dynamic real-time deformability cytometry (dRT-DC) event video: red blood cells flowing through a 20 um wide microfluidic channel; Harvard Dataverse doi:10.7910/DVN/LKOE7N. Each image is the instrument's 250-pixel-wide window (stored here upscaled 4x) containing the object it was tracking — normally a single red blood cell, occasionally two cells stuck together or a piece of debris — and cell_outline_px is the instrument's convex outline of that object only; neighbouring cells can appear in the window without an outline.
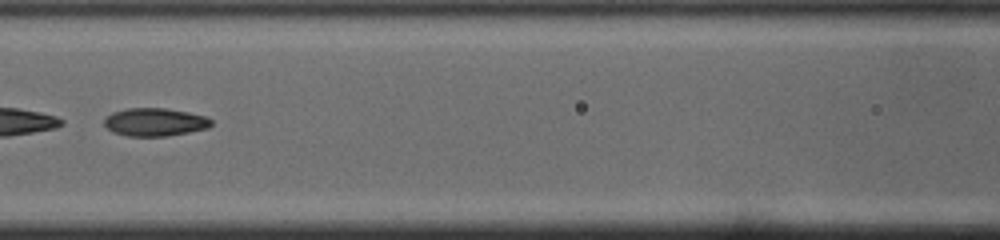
{"species": "common noctule bat (a hibernating species)", "species_latin": "Nyctalus noctula", "temperature_condition": "cold", "stored_images_in_passage": 50, "segment_of_instrument_passage": [2, 2], "camera_frame_rate_fps": 3000, "um_per_image_px": 0.085, "animal": {"sex": "male", "body_mass_g": 19.0, "forearm_length_mm": 50.8}, "frame": {"image": 1, "passage_image": 22, "time_ms": 7.0, "image_size_px": [1000, 240], "cell_outline_px": [[212, 124], [208, 128], [168, 136], [128, 136], [112, 132], [104, 124], [104, 120], [112, 112], [128, 108], [164, 108], [188, 112], [204, 116], [212, 120]], "centroid_in_image_um": [13.16, 10.38], "position_along_channel_um": 153.4, "area_um2": 17.4}}
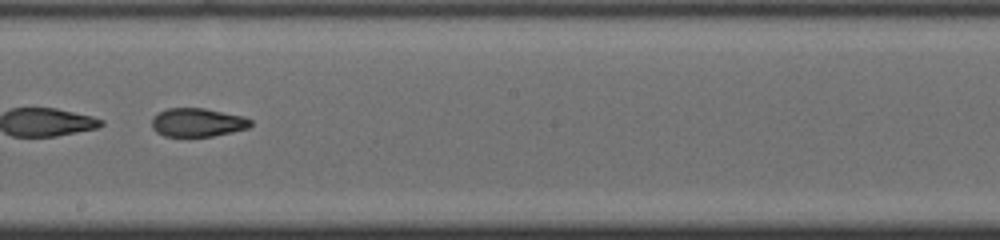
{"frame": {"image": 2, "passage_image": 28, "time_ms": 9.0, "image_size_px": [1000, 240], "cell_outline_px": [[252, 124], [248, 128], [232, 132], [212, 136], [164, 136], [156, 132], [152, 128], [152, 116], [156, 112], [168, 108], [204, 108], [244, 116], [252, 120]], "centroid_in_image_um": [16.77, 10.4], "position_along_channel_um": 231.4, "area_um2": 16.59}}
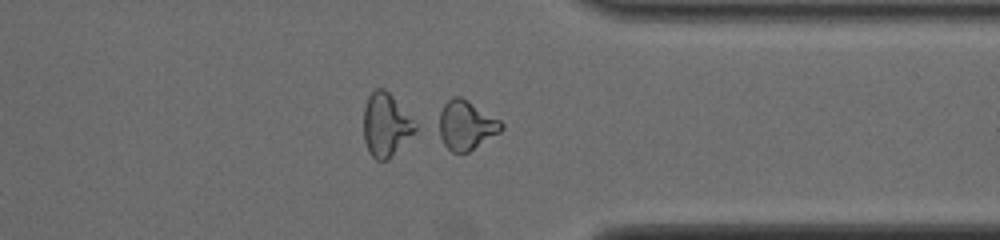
{"frame": {"image": 3, "passage_image": 39, "time_ms": 12.667, "image_size_px": [1000, 240], "cell_outline_px": [[504, 128], [500, 132], [468, 152], [452, 152], [444, 144], [440, 136], [440, 112], [444, 104], [452, 96], [460, 96], [468, 100], [500, 120], [504, 124]], "centroid_in_image_um": [39.64, 10.63], "position_along_channel_um": 371.8, "area_um2": 17.69}}